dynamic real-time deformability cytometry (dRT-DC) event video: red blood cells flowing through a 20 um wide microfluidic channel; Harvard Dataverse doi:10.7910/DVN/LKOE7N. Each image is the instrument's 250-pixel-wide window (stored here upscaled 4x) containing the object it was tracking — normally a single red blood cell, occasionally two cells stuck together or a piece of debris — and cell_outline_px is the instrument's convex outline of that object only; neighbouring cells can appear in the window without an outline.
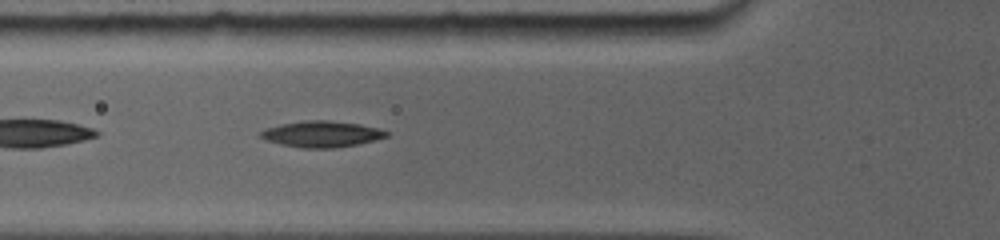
{"species": "common noctule bat (a hibernating species)", "species_latin": "Nyctalus noctula", "temperature_condition": "room temperature", "stored_images_in_passage": 58, "camera_frame_rate_fps": 5000, "um_per_image_px": 0.085, "animal": {"sex": "female", "body_mass_g": 19.0, "forearm_length_mm": 56.7}, "frame": {"image": 1, "passage_image": 8, "time_ms": 1.8, "image_size_px": [1000, 240], "cell_outline_px": [[388, 136], [356, 144], [332, 148], [304, 148], [284, 144], [268, 140], [260, 136], [260, 132], [268, 128], [284, 124], [308, 120], [328, 120], [356, 124], [376, 128], [388, 132]], "centroid_in_image_um": [27.35, 11.39], "position_along_channel_um": 98.4, "area_um2": 18.38}}
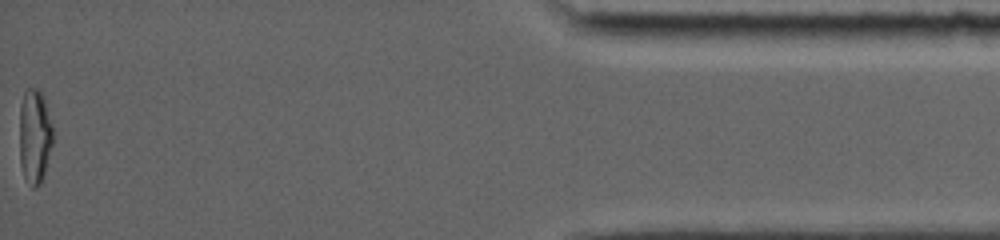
{"frame": {"image": 2, "passage_image": 58, "time_ms": 12.4, "image_size_px": [1000, 240], "cell_outline_px": [[52, 144], [44, 172], [40, 184], [36, 188], [32, 188], [24, 176], [20, 164], [20, 104], [24, 92], [28, 88], [36, 88], [44, 96], [52, 124]], "centroid_in_image_um": [2.94, 11.56], "position_along_channel_um": 432.3, "area_um2": 18.32}, "authors_computed_cell_mechanics": {"area_um2": 18.207, "velocity_mm_per_s": 3.8496, "shape_relaxation_time_tau1_ms": null, "shape_relaxation_time_tau2_ms": 3.2566, "deformation_change_tau1": null, "deformation_change_tau2": 0.0797}}